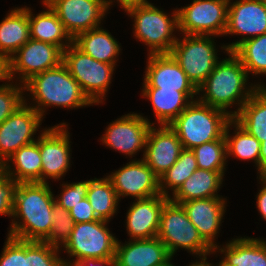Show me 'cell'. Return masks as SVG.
I'll return each mask as SVG.
<instances>
[{
    "instance_id": "cell-1",
    "label": "cell",
    "mask_w": 266,
    "mask_h": 266,
    "mask_svg": "<svg viewBox=\"0 0 266 266\" xmlns=\"http://www.w3.org/2000/svg\"><path fill=\"white\" fill-rule=\"evenodd\" d=\"M53 195L48 183H18L11 216L15 220H12L8 236L43 242L52 228V210L56 202Z\"/></svg>"
},
{
    "instance_id": "cell-2",
    "label": "cell",
    "mask_w": 266,
    "mask_h": 266,
    "mask_svg": "<svg viewBox=\"0 0 266 266\" xmlns=\"http://www.w3.org/2000/svg\"><path fill=\"white\" fill-rule=\"evenodd\" d=\"M227 54H229V58L216 64L197 91L198 95L200 91L205 92L203 97L198 98L200 102L220 109L234 118L256 89L265 86L257 84L252 86L251 84L250 88H246L247 78H249L246 68L233 52L229 51ZM235 103L239 105L237 111L226 110Z\"/></svg>"
},
{
    "instance_id": "cell-3",
    "label": "cell",
    "mask_w": 266,
    "mask_h": 266,
    "mask_svg": "<svg viewBox=\"0 0 266 266\" xmlns=\"http://www.w3.org/2000/svg\"><path fill=\"white\" fill-rule=\"evenodd\" d=\"M23 86L24 90L32 93L33 100L37 103L33 108L42 117L45 112L44 107L60 106L76 109L93 104L63 62L34 75Z\"/></svg>"
},
{
    "instance_id": "cell-4",
    "label": "cell",
    "mask_w": 266,
    "mask_h": 266,
    "mask_svg": "<svg viewBox=\"0 0 266 266\" xmlns=\"http://www.w3.org/2000/svg\"><path fill=\"white\" fill-rule=\"evenodd\" d=\"M233 118L224 111L192 101L169 126L176 132L183 149L225 139V129Z\"/></svg>"
},
{
    "instance_id": "cell-5",
    "label": "cell",
    "mask_w": 266,
    "mask_h": 266,
    "mask_svg": "<svg viewBox=\"0 0 266 266\" xmlns=\"http://www.w3.org/2000/svg\"><path fill=\"white\" fill-rule=\"evenodd\" d=\"M123 9L134 18V36L149 46L148 54L171 52L178 39L173 35L179 29L177 9L171 19L150 2L130 4Z\"/></svg>"
},
{
    "instance_id": "cell-6",
    "label": "cell",
    "mask_w": 266,
    "mask_h": 266,
    "mask_svg": "<svg viewBox=\"0 0 266 266\" xmlns=\"http://www.w3.org/2000/svg\"><path fill=\"white\" fill-rule=\"evenodd\" d=\"M157 237L165 244L172 257L179 248L199 255L200 259L215 252L202 239L183 207L170 199L162 208Z\"/></svg>"
},
{
    "instance_id": "cell-7",
    "label": "cell",
    "mask_w": 266,
    "mask_h": 266,
    "mask_svg": "<svg viewBox=\"0 0 266 266\" xmlns=\"http://www.w3.org/2000/svg\"><path fill=\"white\" fill-rule=\"evenodd\" d=\"M62 62L89 100L93 104L102 103L111 83L115 66L95 60L74 43L63 51Z\"/></svg>"
},
{
    "instance_id": "cell-8",
    "label": "cell",
    "mask_w": 266,
    "mask_h": 266,
    "mask_svg": "<svg viewBox=\"0 0 266 266\" xmlns=\"http://www.w3.org/2000/svg\"><path fill=\"white\" fill-rule=\"evenodd\" d=\"M210 36L186 35L177 39L170 54L187 78L198 88L219 62L214 41Z\"/></svg>"
},
{
    "instance_id": "cell-9",
    "label": "cell",
    "mask_w": 266,
    "mask_h": 266,
    "mask_svg": "<svg viewBox=\"0 0 266 266\" xmlns=\"http://www.w3.org/2000/svg\"><path fill=\"white\" fill-rule=\"evenodd\" d=\"M109 221L76 223L70 238L64 244L66 253L76 257L73 262L86 259H114L117 239L106 227Z\"/></svg>"
},
{
    "instance_id": "cell-10",
    "label": "cell",
    "mask_w": 266,
    "mask_h": 266,
    "mask_svg": "<svg viewBox=\"0 0 266 266\" xmlns=\"http://www.w3.org/2000/svg\"><path fill=\"white\" fill-rule=\"evenodd\" d=\"M229 0H193L177 10L178 31L186 35H223Z\"/></svg>"
},
{
    "instance_id": "cell-11",
    "label": "cell",
    "mask_w": 266,
    "mask_h": 266,
    "mask_svg": "<svg viewBox=\"0 0 266 266\" xmlns=\"http://www.w3.org/2000/svg\"><path fill=\"white\" fill-rule=\"evenodd\" d=\"M57 14L74 39L79 33L100 26L112 0H43Z\"/></svg>"
},
{
    "instance_id": "cell-12",
    "label": "cell",
    "mask_w": 266,
    "mask_h": 266,
    "mask_svg": "<svg viewBox=\"0 0 266 266\" xmlns=\"http://www.w3.org/2000/svg\"><path fill=\"white\" fill-rule=\"evenodd\" d=\"M228 2L227 26L224 35H247L239 41L221 46L233 52L245 40L266 33V0H237ZM249 35V36H248Z\"/></svg>"
},
{
    "instance_id": "cell-13",
    "label": "cell",
    "mask_w": 266,
    "mask_h": 266,
    "mask_svg": "<svg viewBox=\"0 0 266 266\" xmlns=\"http://www.w3.org/2000/svg\"><path fill=\"white\" fill-rule=\"evenodd\" d=\"M43 117L26 102L0 124V166L21 147L37 140L33 135Z\"/></svg>"
},
{
    "instance_id": "cell-14",
    "label": "cell",
    "mask_w": 266,
    "mask_h": 266,
    "mask_svg": "<svg viewBox=\"0 0 266 266\" xmlns=\"http://www.w3.org/2000/svg\"><path fill=\"white\" fill-rule=\"evenodd\" d=\"M63 61V51L56 45L29 39L9 59L11 80L16 73L24 84L31 77L58 66Z\"/></svg>"
},
{
    "instance_id": "cell-15",
    "label": "cell",
    "mask_w": 266,
    "mask_h": 266,
    "mask_svg": "<svg viewBox=\"0 0 266 266\" xmlns=\"http://www.w3.org/2000/svg\"><path fill=\"white\" fill-rule=\"evenodd\" d=\"M62 123L49 127L38 136L37 143L41 154V183H47L46 178L60 179L70 166V136Z\"/></svg>"
},
{
    "instance_id": "cell-16",
    "label": "cell",
    "mask_w": 266,
    "mask_h": 266,
    "mask_svg": "<svg viewBox=\"0 0 266 266\" xmlns=\"http://www.w3.org/2000/svg\"><path fill=\"white\" fill-rule=\"evenodd\" d=\"M154 125L137 113L127 114L110 123L102 143L129 157L145 148L147 135Z\"/></svg>"
},
{
    "instance_id": "cell-17",
    "label": "cell",
    "mask_w": 266,
    "mask_h": 266,
    "mask_svg": "<svg viewBox=\"0 0 266 266\" xmlns=\"http://www.w3.org/2000/svg\"><path fill=\"white\" fill-rule=\"evenodd\" d=\"M107 177L111 180L118 199L121 196L145 199L160 195L159 177L143 159L132 160Z\"/></svg>"
},
{
    "instance_id": "cell-18",
    "label": "cell",
    "mask_w": 266,
    "mask_h": 266,
    "mask_svg": "<svg viewBox=\"0 0 266 266\" xmlns=\"http://www.w3.org/2000/svg\"><path fill=\"white\" fill-rule=\"evenodd\" d=\"M147 63L143 87L181 91L194 101L197 88L170 53L149 54Z\"/></svg>"
},
{
    "instance_id": "cell-19",
    "label": "cell",
    "mask_w": 266,
    "mask_h": 266,
    "mask_svg": "<svg viewBox=\"0 0 266 266\" xmlns=\"http://www.w3.org/2000/svg\"><path fill=\"white\" fill-rule=\"evenodd\" d=\"M183 150L181 141L176 132L169 125H161L159 128H150L143 160L160 178L178 160Z\"/></svg>"
},
{
    "instance_id": "cell-20",
    "label": "cell",
    "mask_w": 266,
    "mask_h": 266,
    "mask_svg": "<svg viewBox=\"0 0 266 266\" xmlns=\"http://www.w3.org/2000/svg\"><path fill=\"white\" fill-rule=\"evenodd\" d=\"M226 199L220 197L193 199L180 203L187 217L197 228L202 239L214 250V240L225 212Z\"/></svg>"
},
{
    "instance_id": "cell-21",
    "label": "cell",
    "mask_w": 266,
    "mask_h": 266,
    "mask_svg": "<svg viewBox=\"0 0 266 266\" xmlns=\"http://www.w3.org/2000/svg\"><path fill=\"white\" fill-rule=\"evenodd\" d=\"M169 198L160 194L133 202L126 215V228L131 240L157 237L160 214Z\"/></svg>"
},
{
    "instance_id": "cell-22",
    "label": "cell",
    "mask_w": 266,
    "mask_h": 266,
    "mask_svg": "<svg viewBox=\"0 0 266 266\" xmlns=\"http://www.w3.org/2000/svg\"><path fill=\"white\" fill-rule=\"evenodd\" d=\"M172 260L165 244L158 238L117 241L114 266H160Z\"/></svg>"
},
{
    "instance_id": "cell-23",
    "label": "cell",
    "mask_w": 266,
    "mask_h": 266,
    "mask_svg": "<svg viewBox=\"0 0 266 266\" xmlns=\"http://www.w3.org/2000/svg\"><path fill=\"white\" fill-rule=\"evenodd\" d=\"M42 3L47 7V10L37 14V16H34L31 9L28 8L30 38L56 45L64 51L73 43V38L50 6L44 1Z\"/></svg>"
},
{
    "instance_id": "cell-24",
    "label": "cell",
    "mask_w": 266,
    "mask_h": 266,
    "mask_svg": "<svg viewBox=\"0 0 266 266\" xmlns=\"http://www.w3.org/2000/svg\"><path fill=\"white\" fill-rule=\"evenodd\" d=\"M224 172L198 168L169 199L180 204L193 199L219 197L217 191L221 188Z\"/></svg>"
},
{
    "instance_id": "cell-25",
    "label": "cell",
    "mask_w": 266,
    "mask_h": 266,
    "mask_svg": "<svg viewBox=\"0 0 266 266\" xmlns=\"http://www.w3.org/2000/svg\"><path fill=\"white\" fill-rule=\"evenodd\" d=\"M30 39L28 8H15L0 22V54L9 59Z\"/></svg>"
},
{
    "instance_id": "cell-26",
    "label": "cell",
    "mask_w": 266,
    "mask_h": 266,
    "mask_svg": "<svg viewBox=\"0 0 266 266\" xmlns=\"http://www.w3.org/2000/svg\"><path fill=\"white\" fill-rule=\"evenodd\" d=\"M9 161L13 162L15 171L8 164ZM1 167L8 177L17 183H41L42 162L38 143L35 141L21 147L8 157Z\"/></svg>"
},
{
    "instance_id": "cell-27",
    "label": "cell",
    "mask_w": 266,
    "mask_h": 266,
    "mask_svg": "<svg viewBox=\"0 0 266 266\" xmlns=\"http://www.w3.org/2000/svg\"><path fill=\"white\" fill-rule=\"evenodd\" d=\"M73 43L95 60L114 66L121 50L116 39L101 27L79 33Z\"/></svg>"
},
{
    "instance_id": "cell-28",
    "label": "cell",
    "mask_w": 266,
    "mask_h": 266,
    "mask_svg": "<svg viewBox=\"0 0 266 266\" xmlns=\"http://www.w3.org/2000/svg\"><path fill=\"white\" fill-rule=\"evenodd\" d=\"M216 250L225 253L223 261L229 266H266V241L258 238H234Z\"/></svg>"
},
{
    "instance_id": "cell-29",
    "label": "cell",
    "mask_w": 266,
    "mask_h": 266,
    "mask_svg": "<svg viewBox=\"0 0 266 266\" xmlns=\"http://www.w3.org/2000/svg\"><path fill=\"white\" fill-rule=\"evenodd\" d=\"M143 97H147L153 107L156 120L160 125L171 124L192 102L183 92L143 87Z\"/></svg>"
},
{
    "instance_id": "cell-30",
    "label": "cell",
    "mask_w": 266,
    "mask_h": 266,
    "mask_svg": "<svg viewBox=\"0 0 266 266\" xmlns=\"http://www.w3.org/2000/svg\"><path fill=\"white\" fill-rule=\"evenodd\" d=\"M233 119L263 142L266 138V87H258Z\"/></svg>"
},
{
    "instance_id": "cell-31",
    "label": "cell",
    "mask_w": 266,
    "mask_h": 266,
    "mask_svg": "<svg viewBox=\"0 0 266 266\" xmlns=\"http://www.w3.org/2000/svg\"><path fill=\"white\" fill-rule=\"evenodd\" d=\"M87 199L96 217L105 221L114 216L120 201L108 177L90 180Z\"/></svg>"
},
{
    "instance_id": "cell-32",
    "label": "cell",
    "mask_w": 266,
    "mask_h": 266,
    "mask_svg": "<svg viewBox=\"0 0 266 266\" xmlns=\"http://www.w3.org/2000/svg\"><path fill=\"white\" fill-rule=\"evenodd\" d=\"M236 128L235 135H229L230 126ZM224 138L226 141V152L228 156L233 155L243 160H254L259 171V156L261 142L250 135L242 126H240L234 119H232L226 126Z\"/></svg>"
},
{
    "instance_id": "cell-33",
    "label": "cell",
    "mask_w": 266,
    "mask_h": 266,
    "mask_svg": "<svg viewBox=\"0 0 266 266\" xmlns=\"http://www.w3.org/2000/svg\"><path fill=\"white\" fill-rule=\"evenodd\" d=\"M198 169L195 155L192 150L183 149L178 160L159 178L160 194L170 197L169 188L173 194ZM166 188V189H165Z\"/></svg>"
},
{
    "instance_id": "cell-34",
    "label": "cell",
    "mask_w": 266,
    "mask_h": 266,
    "mask_svg": "<svg viewBox=\"0 0 266 266\" xmlns=\"http://www.w3.org/2000/svg\"><path fill=\"white\" fill-rule=\"evenodd\" d=\"M233 53L242 65L255 75H266V33L242 42Z\"/></svg>"
},
{
    "instance_id": "cell-35",
    "label": "cell",
    "mask_w": 266,
    "mask_h": 266,
    "mask_svg": "<svg viewBox=\"0 0 266 266\" xmlns=\"http://www.w3.org/2000/svg\"><path fill=\"white\" fill-rule=\"evenodd\" d=\"M199 169L225 171L227 152L225 139L206 142L191 149Z\"/></svg>"
},
{
    "instance_id": "cell-36",
    "label": "cell",
    "mask_w": 266,
    "mask_h": 266,
    "mask_svg": "<svg viewBox=\"0 0 266 266\" xmlns=\"http://www.w3.org/2000/svg\"><path fill=\"white\" fill-rule=\"evenodd\" d=\"M59 248L39 241H25L24 266H65Z\"/></svg>"
},
{
    "instance_id": "cell-37",
    "label": "cell",
    "mask_w": 266,
    "mask_h": 266,
    "mask_svg": "<svg viewBox=\"0 0 266 266\" xmlns=\"http://www.w3.org/2000/svg\"><path fill=\"white\" fill-rule=\"evenodd\" d=\"M53 222L49 236L43 241L51 246L60 248V245L64 244L70 238L71 232L74 228L75 222L70 216L69 211L64 207L54 204L53 210Z\"/></svg>"
},
{
    "instance_id": "cell-38",
    "label": "cell",
    "mask_w": 266,
    "mask_h": 266,
    "mask_svg": "<svg viewBox=\"0 0 266 266\" xmlns=\"http://www.w3.org/2000/svg\"><path fill=\"white\" fill-rule=\"evenodd\" d=\"M15 85L12 83L0 85V124L25 102L24 86Z\"/></svg>"
},
{
    "instance_id": "cell-39",
    "label": "cell",
    "mask_w": 266,
    "mask_h": 266,
    "mask_svg": "<svg viewBox=\"0 0 266 266\" xmlns=\"http://www.w3.org/2000/svg\"><path fill=\"white\" fill-rule=\"evenodd\" d=\"M90 180L71 183V184H62L63 189L56 203L64 207L67 211L77 205L84 198H87V191L89 187Z\"/></svg>"
},
{
    "instance_id": "cell-40",
    "label": "cell",
    "mask_w": 266,
    "mask_h": 266,
    "mask_svg": "<svg viewBox=\"0 0 266 266\" xmlns=\"http://www.w3.org/2000/svg\"><path fill=\"white\" fill-rule=\"evenodd\" d=\"M0 257V266H24L25 241L8 236Z\"/></svg>"
},
{
    "instance_id": "cell-41",
    "label": "cell",
    "mask_w": 266,
    "mask_h": 266,
    "mask_svg": "<svg viewBox=\"0 0 266 266\" xmlns=\"http://www.w3.org/2000/svg\"><path fill=\"white\" fill-rule=\"evenodd\" d=\"M17 182L8 177L0 166V215L12 216Z\"/></svg>"
},
{
    "instance_id": "cell-42",
    "label": "cell",
    "mask_w": 266,
    "mask_h": 266,
    "mask_svg": "<svg viewBox=\"0 0 266 266\" xmlns=\"http://www.w3.org/2000/svg\"><path fill=\"white\" fill-rule=\"evenodd\" d=\"M70 216L75 224L81 222H93L99 220L93 212L92 206L87 198H84L77 205L69 210Z\"/></svg>"
},
{
    "instance_id": "cell-43",
    "label": "cell",
    "mask_w": 266,
    "mask_h": 266,
    "mask_svg": "<svg viewBox=\"0 0 266 266\" xmlns=\"http://www.w3.org/2000/svg\"><path fill=\"white\" fill-rule=\"evenodd\" d=\"M63 263L65 266H114V259H86L77 262L63 260Z\"/></svg>"
},
{
    "instance_id": "cell-44",
    "label": "cell",
    "mask_w": 266,
    "mask_h": 266,
    "mask_svg": "<svg viewBox=\"0 0 266 266\" xmlns=\"http://www.w3.org/2000/svg\"><path fill=\"white\" fill-rule=\"evenodd\" d=\"M259 179L263 187H261L262 189H260L257 195V208L262 218L266 220V176H260Z\"/></svg>"
},
{
    "instance_id": "cell-45",
    "label": "cell",
    "mask_w": 266,
    "mask_h": 266,
    "mask_svg": "<svg viewBox=\"0 0 266 266\" xmlns=\"http://www.w3.org/2000/svg\"><path fill=\"white\" fill-rule=\"evenodd\" d=\"M11 81L9 58L0 54V81Z\"/></svg>"
},
{
    "instance_id": "cell-46",
    "label": "cell",
    "mask_w": 266,
    "mask_h": 266,
    "mask_svg": "<svg viewBox=\"0 0 266 266\" xmlns=\"http://www.w3.org/2000/svg\"><path fill=\"white\" fill-rule=\"evenodd\" d=\"M260 156H259V175L266 176V138H263V142L260 144Z\"/></svg>"
},
{
    "instance_id": "cell-47",
    "label": "cell",
    "mask_w": 266,
    "mask_h": 266,
    "mask_svg": "<svg viewBox=\"0 0 266 266\" xmlns=\"http://www.w3.org/2000/svg\"><path fill=\"white\" fill-rule=\"evenodd\" d=\"M118 1H119V3H120L122 8H124V7H126L127 5H130V4L148 2L147 0H117V2Z\"/></svg>"
},
{
    "instance_id": "cell-48",
    "label": "cell",
    "mask_w": 266,
    "mask_h": 266,
    "mask_svg": "<svg viewBox=\"0 0 266 266\" xmlns=\"http://www.w3.org/2000/svg\"><path fill=\"white\" fill-rule=\"evenodd\" d=\"M206 259H207V258H202L201 261L196 262V263H192V264L189 265V266H213L211 263H210V264L207 263V262H206Z\"/></svg>"
},
{
    "instance_id": "cell-49",
    "label": "cell",
    "mask_w": 266,
    "mask_h": 266,
    "mask_svg": "<svg viewBox=\"0 0 266 266\" xmlns=\"http://www.w3.org/2000/svg\"><path fill=\"white\" fill-rule=\"evenodd\" d=\"M160 266H174L171 262H170V260L167 262V263H165V264H163V265H160Z\"/></svg>"
},
{
    "instance_id": "cell-50",
    "label": "cell",
    "mask_w": 266,
    "mask_h": 266,
    "mask_svg": "<svg viewBox=\"0 0 266 266\" xmlns=\"http://www.w3.org/2000/svg\"><path fill=\"white\" fill-rule=\"evenodd\" d=\"M218 266H229V265H227V264L222 260V261H220V263H219Z\"/></svg>"
}]
</instances>
